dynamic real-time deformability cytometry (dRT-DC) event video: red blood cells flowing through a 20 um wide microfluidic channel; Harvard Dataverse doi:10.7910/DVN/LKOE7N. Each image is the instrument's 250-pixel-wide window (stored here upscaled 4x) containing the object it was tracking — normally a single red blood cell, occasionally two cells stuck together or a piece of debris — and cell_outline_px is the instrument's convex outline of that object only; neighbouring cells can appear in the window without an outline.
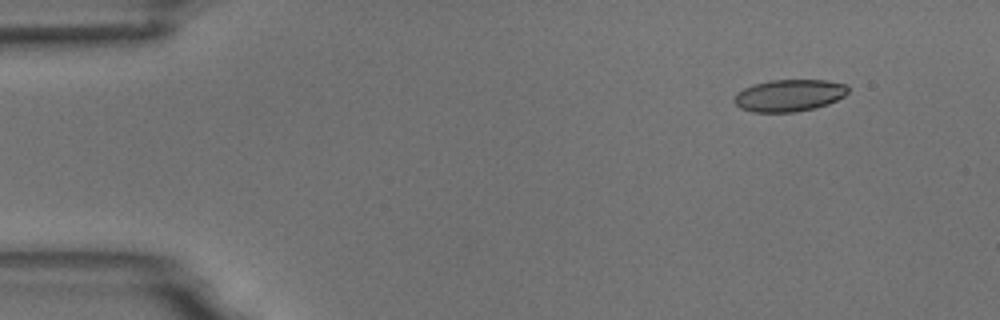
{"species": "common noctule bat (a hibernating species)", "species_latin": "Nyctalus noctula", "temperature_condition": "room temperature", "stored_images_in_passage": 4, "camera_frame_rate_fps": 3000, "um_per_image_px": 0.085, "animal": {"sex": "male", "body_mass_g": 18.8}, "frame": {"image": 1, "passage_image": 4, "time_ms": 3.333, "image_size_px": [1000, 320], "cell_outline_px": [[848, 92], [844, 96], [828, 104], [816, 108], [796, 112], [752, 112], [740, 108], [732, 100], [736, 92], [752, 84], [768, 80], [828, 80], [844, 84], [848, 88]], "centroid_in_image_um": [67.04, 8.11], "position_along_channel_um": 18.0, "area_um2": 21.44}}